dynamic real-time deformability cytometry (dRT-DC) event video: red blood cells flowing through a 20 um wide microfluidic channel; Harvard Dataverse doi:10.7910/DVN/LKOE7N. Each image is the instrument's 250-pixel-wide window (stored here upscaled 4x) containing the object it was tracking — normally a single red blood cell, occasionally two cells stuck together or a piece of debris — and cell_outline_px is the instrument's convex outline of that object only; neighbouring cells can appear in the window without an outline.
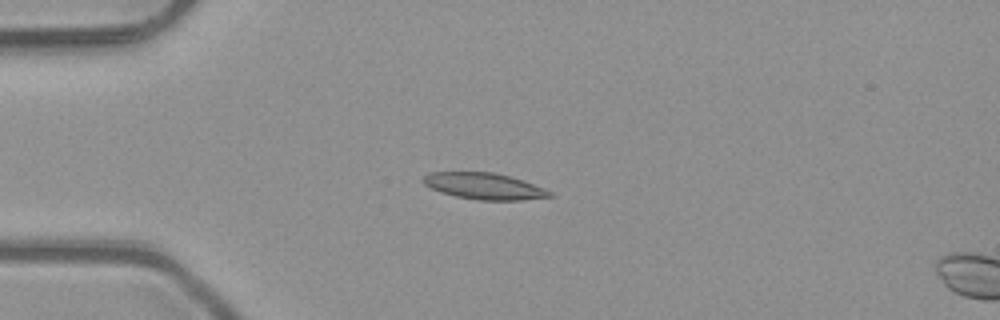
{"species": "common noctule bat (a hibernating species)", "species_latin": "Nyctalus noctula", "temperature_condition": "room temperature", "stored_images_in_passage": 4, "camera_frame_rate_fps": 3000, "um_per_image_px": 0.085, "animal": {"sex": "male", "body_mass_g": 23.1, "forearm_length_mm": 52.7}, "frame": {"image": 1, "passage_image": 3, "time_ms": 0.667, "image_size_px": [1000, 320], "cell_outline_px": [[556, 196], [524, 200], [476, 200], [456, 196], [440, 192], [424, 184], [420, 180], [428, 172], [492, 172], [508, 176], [544, 188], [552, 192]], "centroid_in_image_um": [41.14, 15.83], "position_along_channel_um": 43.9, "area_um2": 19.42}}